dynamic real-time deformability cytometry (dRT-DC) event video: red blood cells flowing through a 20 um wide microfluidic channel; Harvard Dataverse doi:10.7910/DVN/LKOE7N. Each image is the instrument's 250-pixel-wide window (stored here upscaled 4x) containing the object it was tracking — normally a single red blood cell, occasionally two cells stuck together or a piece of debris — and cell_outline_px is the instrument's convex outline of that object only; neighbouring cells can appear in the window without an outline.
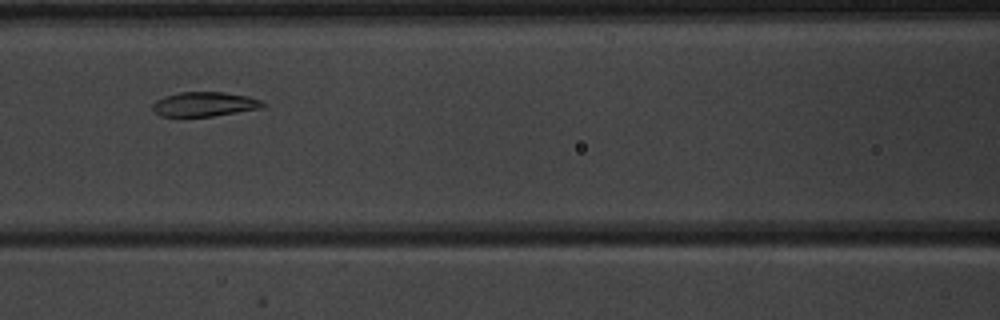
{"species": "common noctule bat (a hibernating species)", "species_latin": "Nyctalus noctula", "temperature_condition": "warm", "stored_images_in_passage": 10, "camera_frame_rate_fps": 3000, "um_per_image_px": 0.085, "animal": {"sex": "male", "body_mass_g": 20.1, "forearm_length_mm": 53.5}, "frame": {"image": 1, "passage_image": 7, "time_ms": 8.0, "image_size_px": [1000, 320], "cell_outline_px": [[268, 104], [264, 108], [212, 116], [160, 116], [152, 108], [152, 104], [156, 100], [164, 96], [180, 92], [224, 92], [248, 96], [260, 100]], "centroid_in_image_um": [17.42, 8.85], "position_along_channel_um": 149.2, "area_um2": 15.78}}
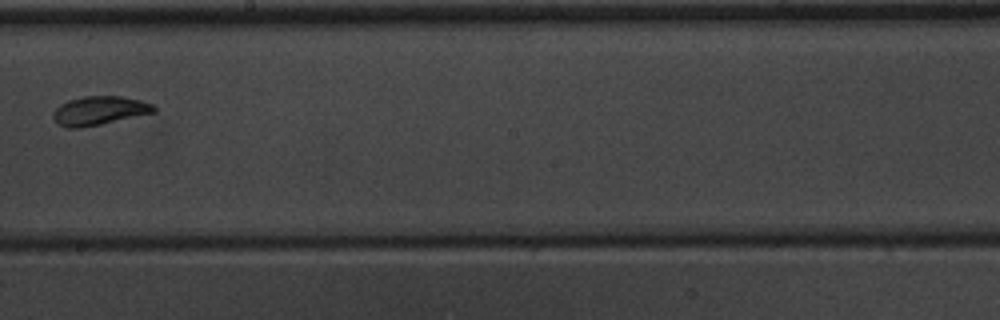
{"frame": {"image": 2, "passage_image": 9, "time_ms": 10.333, "image_size_px": [1000, 320], "cell_outline_px": [[156, 112], [100, 124], [80, 128], [68, 128], [60, 124], [52, 116], [52, 112], [60, 104], [68, 100], [84, 96], [120, 96], [140, 100], [152, 104], [156, 108]], "centroid_in_image_um": [8.44, 9.39], "position_along_channel_um": 239.8, "area_um2": 16.76}}
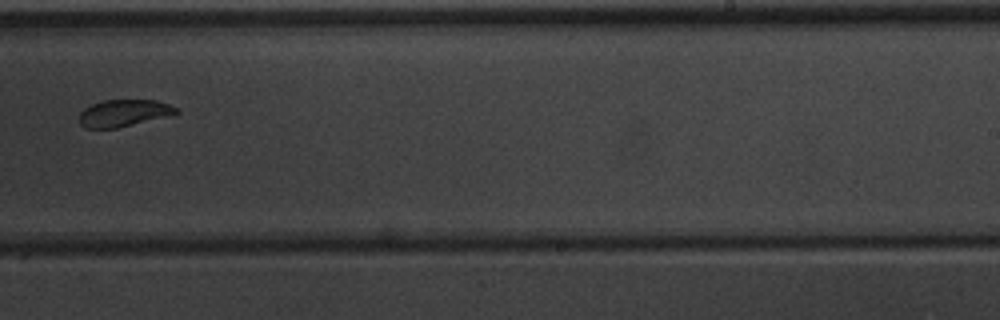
{"frame": {"image": 3, "passage_image": 10, "time_ms": 11.333, "image_size_px": [1000, 320], "cell_outline_px": [[180, 112], [176, 116], [116, 128], [84, 128], [80, 124], [80, 112], [84, 108], [92, 104], [104, 100], [156, 100], [168, 104], [176, 108]], "centroid_in_image_um": [10.59, 9.62], "position_along_channel_um": 278.4, "area_um2": 15.55}}